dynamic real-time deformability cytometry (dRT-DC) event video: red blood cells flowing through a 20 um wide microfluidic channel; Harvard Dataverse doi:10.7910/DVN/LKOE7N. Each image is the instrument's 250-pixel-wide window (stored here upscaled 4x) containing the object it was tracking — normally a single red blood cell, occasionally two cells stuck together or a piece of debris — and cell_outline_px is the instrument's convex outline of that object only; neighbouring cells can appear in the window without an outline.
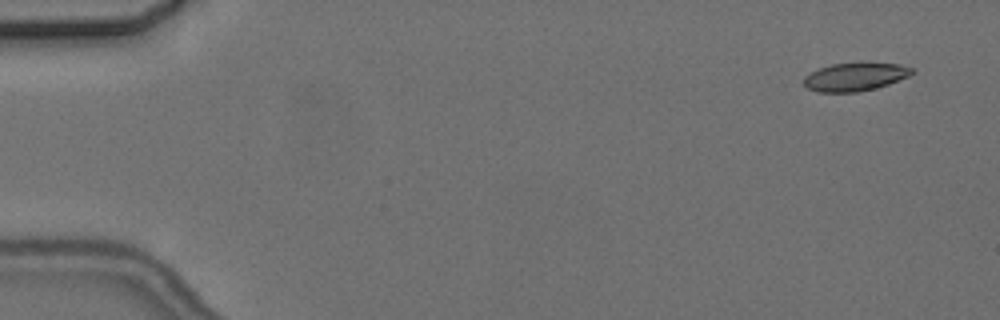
{"species": "common noctule bat (a hibernating species)", "species_latin": "Nyctalus noctula", "temperature_condition": "cold", "stored_images_in_passage": 5, "camera_frame_rate_fps": 3000, "um_per_image_px": 0.085, "animal": {"sex": "female", "body_mass_g": 24.6, "forearm_length_mm": 56.2}, "frame": {"image": 1, "passage_image": 2, "time_ms": 1.0, "image_size_px": [1000, 320], "cell_outline_px": [[916, 72], [908, 76], [888, 84], [876, 88], [856, 92], [820, 92], [808, 88], [804, 84], [804, 76], [820, 68], [832, 64], [860, 60], [900, 64], [912, 68]], "centroid_in_image_um": [72.72, 6.48], "position_along_channel_um": 12.3, "area_um2": 18.26}}
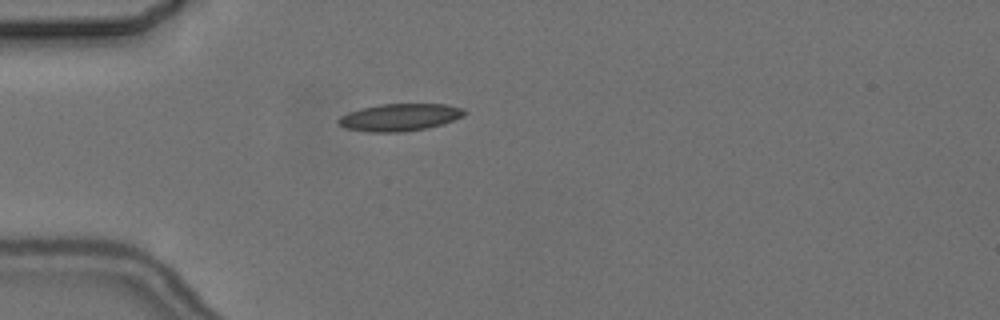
{"frame": {"image": 2, "passage_image": 5, "time_ms": 5.333, "image_size_px": [1000, 320], "cell_outline_px": [[468, 112], [464, 116], [444, 124], [428, 128], [404, 132], [368, 132], [344, 128], [336, 120], [340, 116], [348, 112], [380, 104], [444, 104], [464, 108]], "centroid_in_image_um": [34.01, 9.98], "position_along_channel_um": 51.0, "area_um2": 20.23}}